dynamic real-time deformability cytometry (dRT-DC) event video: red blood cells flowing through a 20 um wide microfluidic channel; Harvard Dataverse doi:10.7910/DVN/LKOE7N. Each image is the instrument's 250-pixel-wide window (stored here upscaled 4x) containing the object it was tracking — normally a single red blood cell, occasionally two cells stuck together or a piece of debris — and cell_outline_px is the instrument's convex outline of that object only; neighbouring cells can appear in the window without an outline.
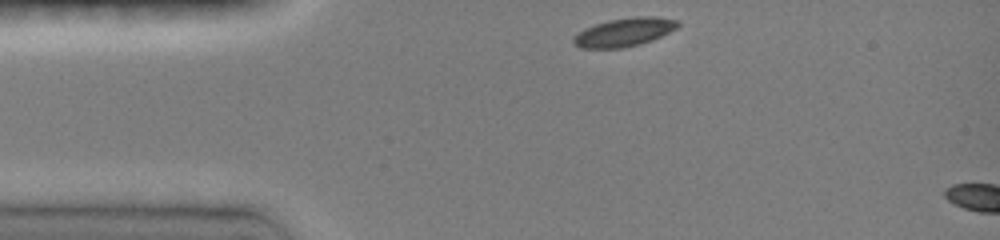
{"species": "common noctule bat (a hibernating species)", "species_latin": "Nyctalus noctula", "temperature_condition": "room temperature", "stored_images_in_passage": 3, "camera_frame_rate_fps": 3000, "um_per_image_px": 0.085, "animal": {"sex": "female", "body_mass_g": 19.0, "forearm_length_mm": 51.5}, "frame": {"image": 1, "passage_image": 1, "time_ms": 0.0, "image_size_px": [1000, 240], "cell_outline_px": [[680, 24], [676, 28], [652, 40], [640, 44], [624, 48], [580, 48], [572, 44], [572, 36], [584, 28], [608, 20], [632, 16], [656, 16], [680, 20]], "centroid_in_image_um": [53.03, 2.73], "position_along_channel_um": 32.0, "area_um2": 17.57}}